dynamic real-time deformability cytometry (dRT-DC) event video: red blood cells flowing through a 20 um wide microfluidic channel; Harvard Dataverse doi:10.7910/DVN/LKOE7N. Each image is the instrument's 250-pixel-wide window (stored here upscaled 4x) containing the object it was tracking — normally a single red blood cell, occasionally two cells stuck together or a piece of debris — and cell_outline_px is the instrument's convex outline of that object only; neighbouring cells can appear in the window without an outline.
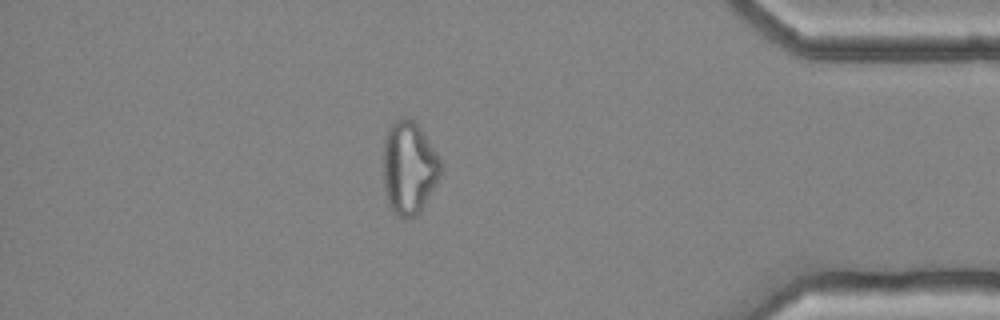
{"species": "common noctule bat (a hibernating species)", "species_latin": "Nyctalus noctula", "temperature_condition": "cold", "stored_images_in_passage": 50, "camera_frame_rate_fps": 3000, "um_per_image_px": 0.085, "animal": {"sex": "female", "body_mass_g": 25.1}, "frame": {"image": 1, "passage_image": 43, "time_ms": 14.0, "image_size_px": [1000, 320], "cell_outline_px": [[440, 176], [436, 184], [420, 212], [416, 216], [396, 216], [392, 212], [388, 204], [384, 188], [384, 136], [388, 128], [400, 116], [404, 116], [412, 120], [424, 132], [436, 152], [440, 160]], "centroid_in_image_um": [34.75, 14.25], "position_along_channel_um": 400.5, "area_um2": 31.04}}